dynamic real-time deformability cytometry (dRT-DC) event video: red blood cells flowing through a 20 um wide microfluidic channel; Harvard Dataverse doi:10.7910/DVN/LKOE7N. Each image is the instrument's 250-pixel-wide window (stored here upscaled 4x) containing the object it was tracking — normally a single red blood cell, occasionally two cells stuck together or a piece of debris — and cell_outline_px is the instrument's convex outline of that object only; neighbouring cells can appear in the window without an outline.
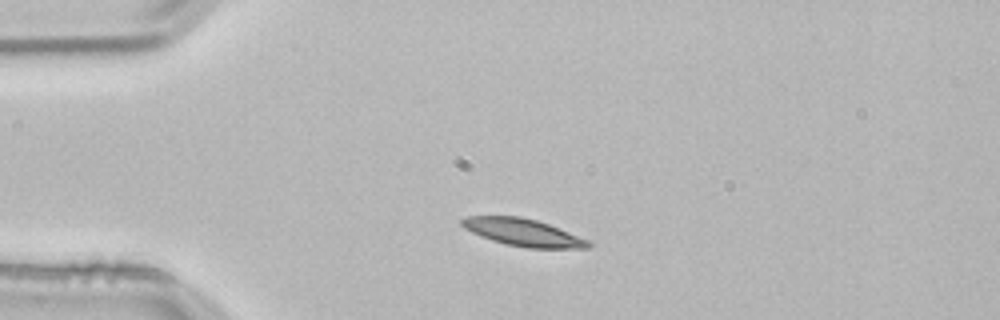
{"species": "common noctule bat (a hibernating species)", "species_latin": "Nyctalus noctula", "temperature_condition": "room temperature", "stored_images_in_passage": 1, "camera_frame_rate_fps": 3000, "um_per_image_px": 0.085, "animal": {"sex": "male", "body_mass_g": 21.5, "forearm_length_mm": 52.0}, "frame": {"image": 1, "passage_image": 1, "time_ms": 0.0, "image_size_px": [1000, 320], "cell_outline_px": [[592, 244], [588, 248], [528, 248], [508, 244], [492, 240], [480, 236], [464, 228], [460, 224], [460, 220], [464, 216], [520, 216], [536, 220], [548, 224], [588, 240]], "centroid_in_image_um": [44.42, 19.75], "position_along_channel_um": 40.6, "area_um2": 19.94}}